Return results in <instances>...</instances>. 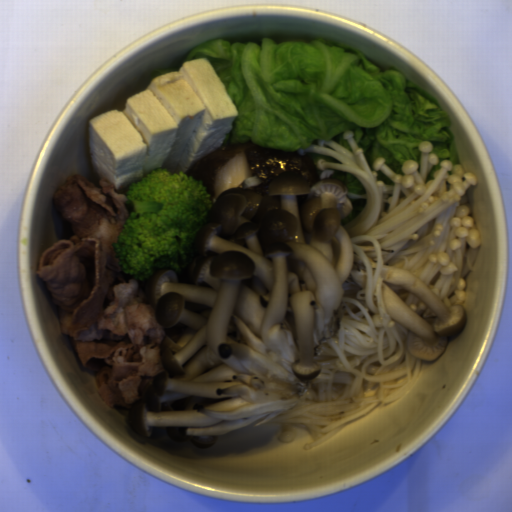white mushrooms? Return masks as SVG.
I'll return each instance as SVG.
<instances>
[{
    "mask_svg": "<svg viewBox=\"0 0 512 512\" xmlns=\"http://www.w3.org/2000/svg\"><path fill=\"white\" fill-rule=\"evenodd\" d=\"M364 251H375L373 245L359 246Z\"/></svg>",
    "mask_w": 512,
    "mask_h": 512,
    "instance_id": "obj_4",
    "label": "white mushrooms"
},
{
    "mask_svg": "<svg viewBox=\"0 0 512 512\" xmlns=\"http://www.w3.org/2000/svg\"><path fill=\"white\" fill-rule=\"evenodd\" d=\"M381 278V301L387 314L408 329L405 343L407 352L418 360L437 362L446 351L448 337L455 336L466 325V308L462 305L445 306L427 286L403 268L385 264ZM386 283L405 288L414 294L437 312V319H427L416 314Z\"/></svg>",
    "mask_w": 512,
    "mask_h": 512,
    "instance_id": "obj_2",
    "label": "white mushrooms"
},
{
    "mask_svg": "<svg viewBox=\"0 0 512 512\" xmlns=\"http://www.w3.org/2000/svg\"><path fill=\"white\" fill-rule=\"evenodd\" d=\"M377 264L378 262H375L373 261L370 257H369V265H370V270L374 276L375 272H376V268H377Z\"/></svg>",
    "mask_w": 512,
    "mask_h": 512,
    "instance_id": "obj_3",
    "label": "white mushrooms"
},
{
    "mask_svg": "<svg viewBox=\"0 0 512 512\" xmlns=\"http://www.w3.org/2000/svg\"><path fill=\"white\" fill-rule=\"evenodd\" d=\"M309 187L284 171L264 195L216 197L181 273L154 271L144 296L164 327L163 372L131 406L133 432L165 431L214 448L220 436L264 425L310 392L316 358L338 333L343 285L365 287L367 266L342 220L353 210L334 170Z\"/></svg>",
    "mask_w": 512,
    "mask_h": 512,
    "instance_id": "obj_1",
    "label": "white mushrooms"
}]
</instances>
